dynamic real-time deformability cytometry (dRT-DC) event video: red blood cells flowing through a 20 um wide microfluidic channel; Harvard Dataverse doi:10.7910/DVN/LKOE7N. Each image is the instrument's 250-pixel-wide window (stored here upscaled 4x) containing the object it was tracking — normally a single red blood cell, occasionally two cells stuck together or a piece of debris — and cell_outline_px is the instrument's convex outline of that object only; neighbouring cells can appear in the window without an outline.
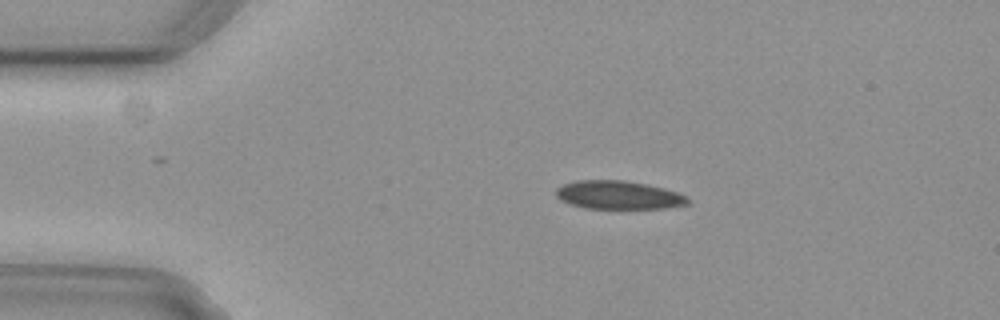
{"species": "common noctule bat (a hibernating species)", "species_latin": "Nyctalus noctula", "temperature_condition": "cold", "stored_images_in_passage": 4, "camera_frame_rate_fps": 3000, "um_per_image_px": 0.085, "animal": {"sex": "female", "body_mass_g": 29.2, "forearm_length_mm": 56.3}, "frame": {"image": 1, "passage_image": 1, "time_ms": 0.0, "image_size_px": [1000, 320], "cell_outline_px": [[692, 204], [664, 208], [584, 208], [568, 204], [560, 200], [556, 196], [556, 188], [564, 184], [576, 180], [624, 180], [664, 188], [676, 192], [692, 200]], "centroid_in_image_um": [52.56, 16.58], "position_along_channel_um": 32.4, "area_um2": 21.85}}